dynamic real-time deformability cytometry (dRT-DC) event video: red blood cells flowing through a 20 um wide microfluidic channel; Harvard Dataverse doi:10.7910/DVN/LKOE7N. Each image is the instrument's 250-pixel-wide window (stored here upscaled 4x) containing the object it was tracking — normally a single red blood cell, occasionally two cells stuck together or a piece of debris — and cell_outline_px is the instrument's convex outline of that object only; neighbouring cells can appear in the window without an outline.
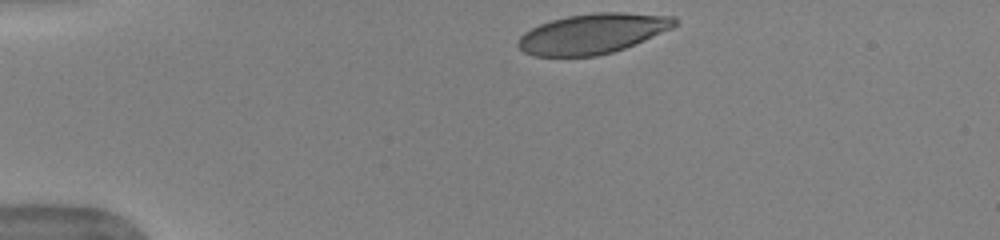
{"species": "human", "species_latin": "Homo sapiens", "temperature_condition": "warm", "stored_images_in_passage": 35, "camera_frame_rate_fps": 3000, "um_per_image_px": 0.085, "donor": {"sex": "female"}, "frame": {"image": 1, "passage_image": 1, "time_ms": 0.0, "image_size_px": [1000, 240], "cell_outline_px": [[680, 20], [672, 28], [644, 40], [624, 48], [612, 52], [596, 56], [532, 56], [524, 52], [516, 44], [520, 36], [524, 32], [540, 24], [552, 20], [568, 16], [596, 12], [624, 12], [676, 16]], "centroid_in_image_um": [50.38, 2.85], "position_along_channel_um": 34.6, "area_um2": 36.59}}
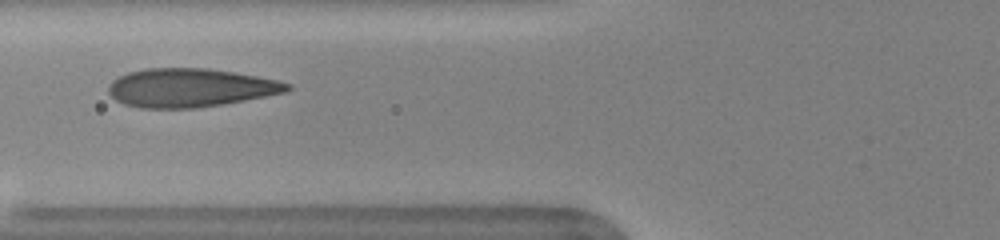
{"frame": {"image": 2, "passage_image": 11, "time_ms": 3.333, "image_size_px": [1000, 240], "cell_outline_px": [[292, 88], [288, 92], [244, 100], [196, 108], [140, 108], [124, 104], [116, 100], [108, 92], [108, 84], [112, 80], [128, 72], [144, 68], [208, 68], [236, 72], [276, 80], [292, 84]], "centroid_in_image_um": [16.16, 7.45], "position_along_channel_um": 109.6, "area_um2": 40.29}}
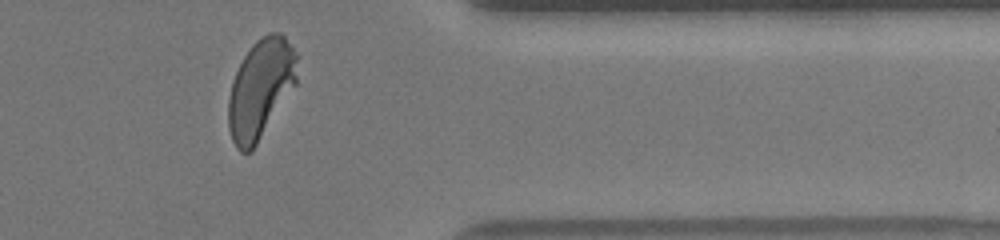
{"frame": {"image": 3, "passage_image": 33, "time_ms": 10.667, "image_size_px": [1000, 240], "cell_outline_px": [[300, 56], [296, 84], [252, 152], [240, 152], [236, 148], [232, 140], [228, 128], [228, 96], [232, 80], [244, 56], [252, 44], [260, 36], [268, 32], [280, 32], [284, 36]], "centroid_in_image_um": [22.16, 7.53], "position_along_channel_um": 389.2, "area_um2": 40.4}, "authors_computed_cell_mechanics": {"area_um2": 39.8242, "velocity_mm_per_s": 3.9423, "shape_relaxation_time_tau1_ms": 2.5052, "shape_relaxation_time_tau2_ms": null, "deformation_change_tau1": 0.1793, "deformation_change_tau2": null}}